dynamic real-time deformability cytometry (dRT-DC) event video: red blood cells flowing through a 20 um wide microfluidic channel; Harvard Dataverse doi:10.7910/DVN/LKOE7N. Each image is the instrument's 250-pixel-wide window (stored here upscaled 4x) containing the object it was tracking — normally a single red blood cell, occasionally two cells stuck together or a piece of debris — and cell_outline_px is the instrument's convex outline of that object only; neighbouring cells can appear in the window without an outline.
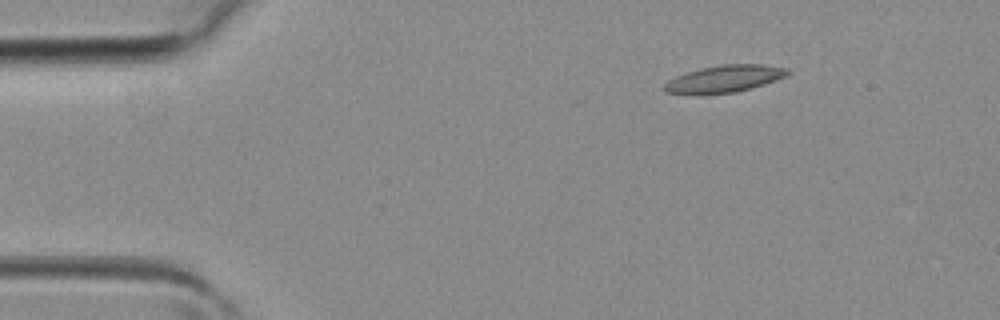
{"species": "common noctule bat (a hibernating species)", "species_latin": "Nyctalus noctula", "temperature_condition": "room temperature", "stored_images_in_passage": 3, "camera_frame_rate_fps": 3000, "um_per_image_px": 0.085, "animal": {"sex": "female", "body_mass_g": 19.3, "forearm_length_mm": 54.1}, "frame": {"image": 1, "passage_image": 1, "time_ms": 0.0, "image_size_px": [1000, 320], "cell_outline_px": [[792, 72], [788, 76], [752, 88], [736, 92], [664, 92], [660, 88], [668, 80], [676, 76], [700, 68], [724, 64], [764, 64], [788, 68]], "centroid_in_image_um": [61.66, 6.66], "position_along_channel_um": 23.3, "area_um2": 19.07}}